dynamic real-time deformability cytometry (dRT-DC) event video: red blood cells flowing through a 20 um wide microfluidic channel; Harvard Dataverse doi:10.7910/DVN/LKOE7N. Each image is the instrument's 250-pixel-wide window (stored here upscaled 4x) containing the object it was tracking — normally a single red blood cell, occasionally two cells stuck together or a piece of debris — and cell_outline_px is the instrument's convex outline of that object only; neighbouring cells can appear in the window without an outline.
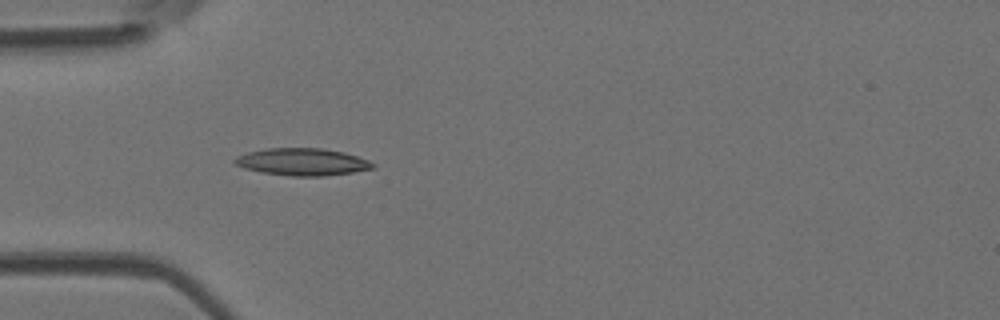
{"species": "Egyptian fruit bat (a non-hibernating species)", "species_latin": "Rousettus aegyptiacus", "temperature_condition": "room temperature", "stored_images_in_passage": 21, "camera_frame_rate_fps": 3000, "um_per_image_px": 0.085, "animal": {"sex": "female"}, "frame": {"image": 1, "passage_image": 4, "time_ms": 1.0, "image_size_px": [1000, 320], "cell_outline_px": [[376, 164], [372, 168], [352, 172], [324, 176], [288, 176], [260, 172], [244, 168], [236, 164], [232, 160], [236, 156], [248, 152], [264, 148], [320, 148], [344, 152], [368, 160]], "centroid_in_image_um": [25.66, 13.76], "position_along_channel_um": 59.3, "area_um2": 21.91}}
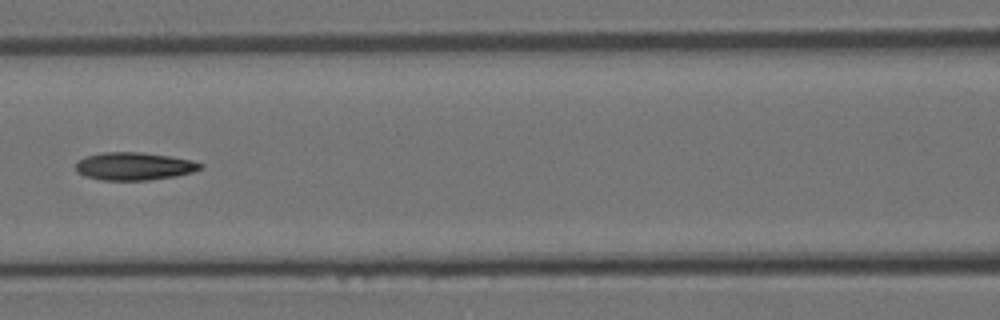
{"frame": {"image": 2, "passage_image": 11, "time_ms": 3.333, "image_size_px": [1000, 320], "cell_outline_px": [[204, 164], [200, 168], [192, 172], [176, 176], [148, 180], [100, 180], [84, 176], [76, 172], [76, 164], [84, 156], [104, 152], [140, 152], [168, 156], [192, 160]], "centroid_in_image_um": [11.37, 14.13], "position_along_channel_um": 155.2, "area_um2": 20.17}}
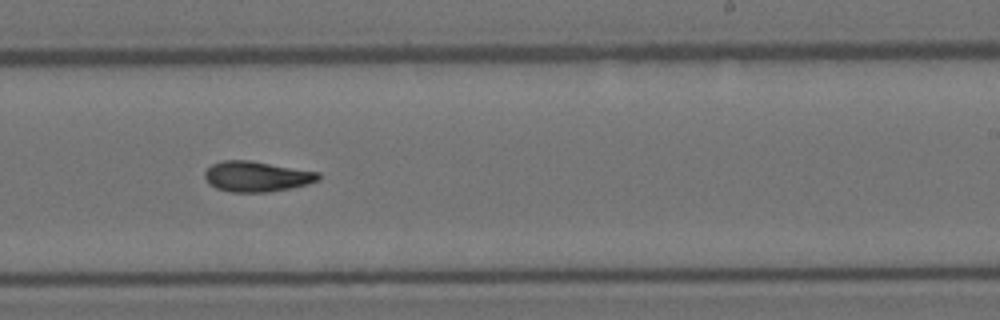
{"frame": {"image": 3, "passage_image": 19, "time_ms": 6.0, "image_size_px": [1000, 320], "cell_outline_px": [[320, 180], [308, 184], [292, 188], [268, 192], [232, 192], [216, 188], [208, 184], [204, 176], [204, 172], [212, 164], [224, 160], [248, 160], [320, 172]], "centroid_in_image_um": [21.82, 15.0], "position_along_channel_um": 267.2, "area_um2": 20.23}}